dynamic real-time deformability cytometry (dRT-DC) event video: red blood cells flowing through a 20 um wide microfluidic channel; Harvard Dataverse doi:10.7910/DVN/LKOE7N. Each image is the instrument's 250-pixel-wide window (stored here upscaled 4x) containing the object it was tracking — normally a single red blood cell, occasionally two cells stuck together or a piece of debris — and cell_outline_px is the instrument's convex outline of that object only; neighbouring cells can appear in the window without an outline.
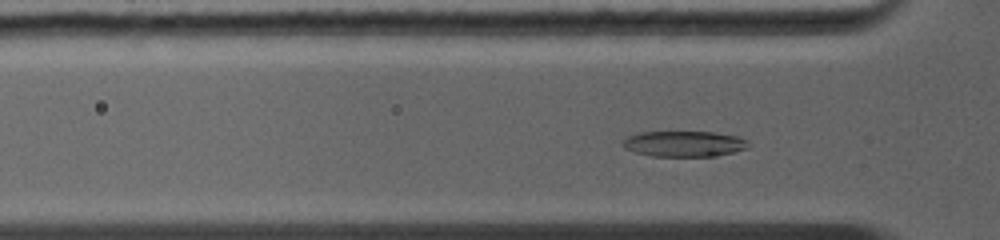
{"species": "common noctule bat (a hibernating species)", "species_latin": "Nyctalus noctula", "temperature_condition": "warm", "stored_images_in_passage": 34, "camera_frame_rate_fps": 5000, "um_per_image_px": 0.085, "animal": {"sex": "female", "body_mass_g": 19.0, "forearm_length_mm": 56.7}, "frame": {"image": 1, "passage_image": 10, "time_ms": 3.0, "image_size_px": [1000, 240], "cell_outline_px": [[748, 148], [716, 156], [652, 156], [636, 152], [624, 148], [624, 140], [628, 136], [640, 132], [712, 132], [736, 136], [748, 140]], "centroid_in_image_um": [58.16, 12.22], "position_along_channel_um": 67.6, "area_um2": 18.61}}
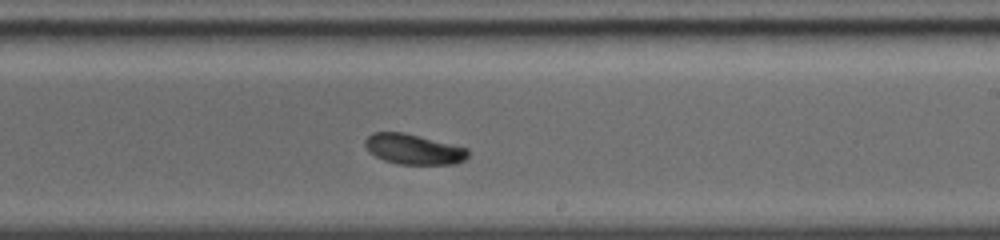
{"frame": {"image": 2, "passage_image": 22, "time_ms": 7.2, "image_size_px": [1000, 240], "cell_outline_px": [[468, 156], [464, 160], [456, 164], [400, 164], [384, 160], [376, 156], [364, 144], [364, 140], [372, 132], [404, 132], [468, 148]], "centroid_in_image_um": [35.17, 12.68], "position_along_channel_um": 253.8, "area_um2": 18.03}}
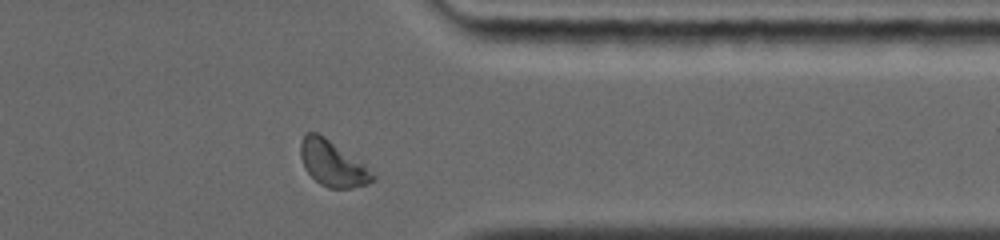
{"frame": {"image": 3, "passage_image": 31, "time_ms": 10.2, "image_size_px": [1000, 240], "cell_outline_px": [[376, 180], [368, 184], [352, 188], [328, 188], [320, 184], [304, 168], [300, 156], [300, 140], [308, 132], [316, 132], [324, 136], [364, 164], [376, 176]], "centroid_in_image_um": [28.26, 13.91], "position_along_channel_um": 383.1, "area_um2": 19.07}, "authors_computed_cell_mechanics": {"area_um2": 18.6116, "velocity_mm_per_s": 4.4336, "shape_relaxation_time_tau1_ms": 2.4646, "shape_relaxation_time_tau2_ms": null, "deformation_change_tau1": 0.1185, "deformation_change_tau2": null}}